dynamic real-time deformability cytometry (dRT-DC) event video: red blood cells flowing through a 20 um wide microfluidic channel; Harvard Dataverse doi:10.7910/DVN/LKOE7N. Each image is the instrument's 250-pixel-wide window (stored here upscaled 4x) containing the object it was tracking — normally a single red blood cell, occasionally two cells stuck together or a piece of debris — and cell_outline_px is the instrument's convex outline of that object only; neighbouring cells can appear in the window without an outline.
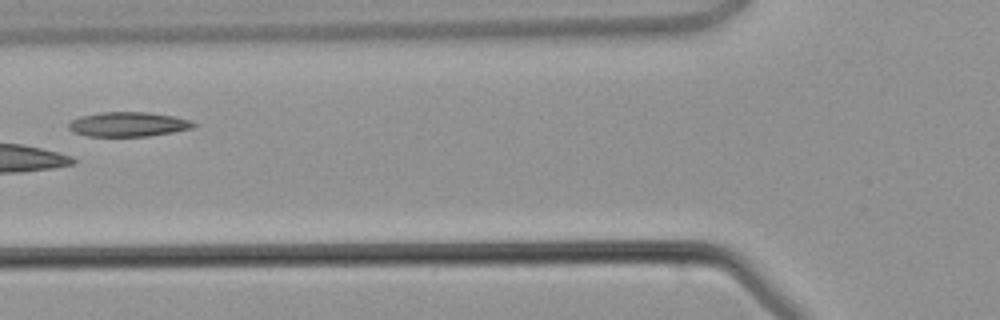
{"species": "common noctule bat (a hibernating species)", "species_latin": "Nyctalus noctula", "temperature_condition": "warm", "stored_images_in_passage": 4, "camera_frame_rate_fps": 3000, "um_per_image_px": 0.085, "animal": {"sex": "male", "body_mass_g": 21.5, "forearm_length_mm": 52.0}, "frame": {"image": 1, "passage_image": 4, "time_ms": 3.667, "image_size_px": [1000, 320], "cell_outline_px": [[196, 124], [192, 128], [172, 132], [148, 136], [88, 136], [72, 132], [68, 128], [68, 124], [72, 120], [80, 116], [100, 112], [148, 112], [172, 116], [192, 120]], "centroid_in_image_um": [10.87, 10.56], "position_along_channel_um": 114.9, "area_um2": 17.86}}